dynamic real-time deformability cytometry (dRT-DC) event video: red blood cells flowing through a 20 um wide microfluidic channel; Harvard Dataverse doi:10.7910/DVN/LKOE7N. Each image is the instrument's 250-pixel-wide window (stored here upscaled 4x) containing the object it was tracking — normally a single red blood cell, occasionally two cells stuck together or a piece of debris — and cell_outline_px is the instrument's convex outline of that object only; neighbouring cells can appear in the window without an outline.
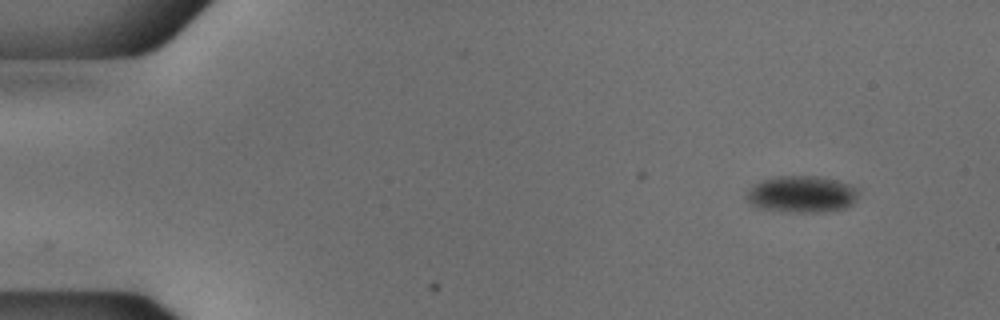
{"species": "common noctule bat (a hibernating species)", "species_latin": "Nyctalus noctula", "temperature_condition": "cold", "stored_images_in_passage": 50, "camera_frame_rate_fps": 3000, "um_per_image_px": 0.085, "animal": {"sex": "male", "body_mass_g": 18.8}, "frame": {"image": 1, "passage_image": 1, "time_ms": 0.0, "image_size_px": [1000, 320], "cell_outline_px": [[860, 192], [856, 200], [852, 204], [844, 208], [824, 212], [784, 212], [760, 208], [752, 204], [744, 196], [752, 184], [776, 176], [816, 176], [836, 180], [848, 184], [856, 188]], "centroid_in_image_um": [68.14, 16.51], "position_along_channel_um": 16.9, "area_um2": 24.1}}
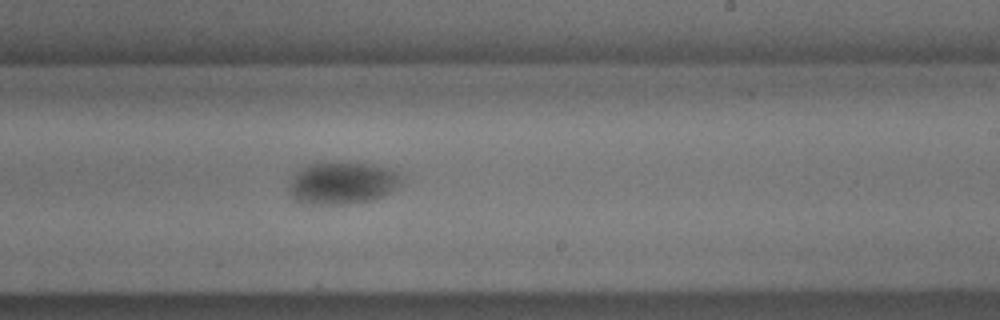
{"frame": {"image": 2, "passage_image": 29, "time_ms": 9.333, "image_size_px": [1000, 320], "cell_outline_px": [[404, 176], [400, 184], [384, 196], [376, 200], [352, 204], [312, 204], [296, 200], [292, 196], [288, 188], [292, 176], [300, 168], [308, 164], [320, 160], [328, 160], [368, 164], [388, 168], [400, 172]], "centroid_in_image_um": [29.1, 15.53], "position_along_channel_um": 259.9, "area_um2": 28.55}}
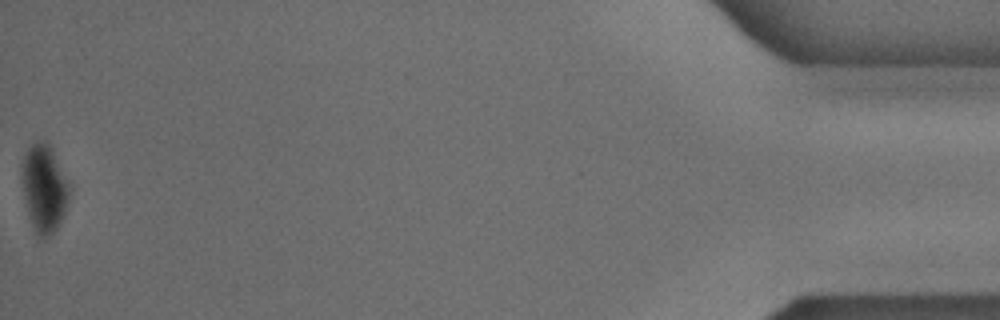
{"frame": {"image": 3, "passage_image": 50, "time_ms": 16.333, "image_size_px": [1000, 320], "cell_outline_px": [[68, 200], [64, 212], [56, 228], [44, 240], [36, 236], [28, 216], [24, 196], [20, 172], [20, 168], [24, 156], [28, 148], [36, 140], [44, 140], [52, 148], [68, 184]], "centroid_in_image_um": [3.7, 16.0], "position_along_channel_um": 431.5, "area_um2": 24.04}, "authors_computed_cell_mechanics": {"area_um2": 26.1545, "velocity_mm_per_s": 3.7585, "shape_relaxation_time_tau1_ms": 5.62, "shape_relaxation_time_tau2_ms": null, "deformation_change_tau1": 0.1166, "deformation_change_tau2": null}}